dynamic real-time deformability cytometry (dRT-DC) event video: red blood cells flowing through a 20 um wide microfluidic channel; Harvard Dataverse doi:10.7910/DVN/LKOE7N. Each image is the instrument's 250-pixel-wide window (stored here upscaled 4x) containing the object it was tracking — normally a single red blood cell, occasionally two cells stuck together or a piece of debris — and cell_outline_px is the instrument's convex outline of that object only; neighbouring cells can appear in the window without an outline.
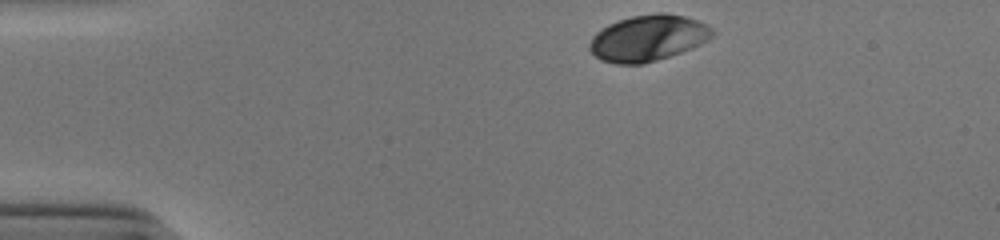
{"species": "human", "species_latin": "Homo sapiens", "temperature_condition": "cold", "stored_images_in_passage": 34, "camera_frame_rate_fps": 3000, "um_per_image_px": 0.085, "donor": {"sex": "male"}, "frame": {"image": 1, "passage_image": 1, "time_ms": 0.0, "image_size_px": [1000, 240], "cell_outline_px": [[716, 32], [708, 40], [692, 48], [644, 64], [616, 64], [600, 60], [588, 48], [588, 44], [592, 36], [596, 32], [608, 24], [632, 16], [656, 12], [664, 12], [684, 16], [700, 20], [708, 24]], "centroid_in_image_um": [55.09, 3.22], "position_along_channel_um": 29.9, "area_um2": 33.23}}
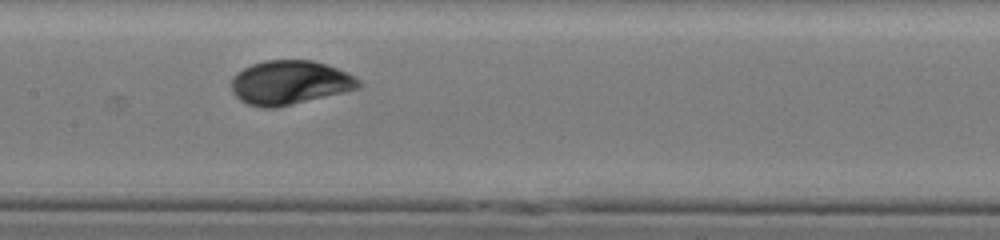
{"frame": {"image": 2, "passage_image": 18, "time_ms": 5.667, "image_size_px": [1000, 240], "cell_outline_px": [[364, 84], [360, 88], [344, 92], [276, 108], [260, 108], [248, 104], [240, 100], [232, 92], [232, 76], [236, 72], [252, 64], [264, 60], [312, 60], [328, 64], [360, 80]], "centroid_in_image_um": [24.62, 7.02], "position_along_channel_um": 182.8, "area_um2": 32.77}}
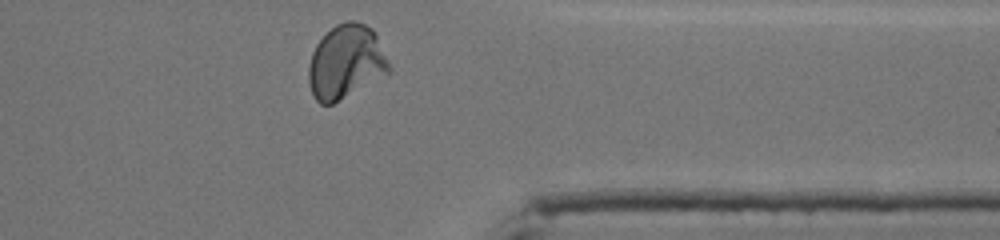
{"frame": {"image": 3, "passage_image": 34, "time_ms": 11.0, "image_size_px": [1000, 240], "cell_outline_px": [[392, 68], [388, 72], [332, 104], [320, 104], [316, 100], [312, 92], [308, 80], [308, 64], [312, 52], [316, 44], [336, 24], [348, 20], [356, 20], [372, 28], [376, 32]], "centroid_in_image_um": [29.4, 5.23], "position_along_channel_um": 382.0, "area_um2": 34.39}, "authors_computed_cell_mechanics": {"area_um2": 32.2524, "velocity_mm_per_s": 3.8744, "shape_relaxation_time_tau1_ms": 2.3136, "shape_relaxation_time_tau2_ms": null, "deformation_change_tau1": 0.1264, "deformation_change_tau2": null}}